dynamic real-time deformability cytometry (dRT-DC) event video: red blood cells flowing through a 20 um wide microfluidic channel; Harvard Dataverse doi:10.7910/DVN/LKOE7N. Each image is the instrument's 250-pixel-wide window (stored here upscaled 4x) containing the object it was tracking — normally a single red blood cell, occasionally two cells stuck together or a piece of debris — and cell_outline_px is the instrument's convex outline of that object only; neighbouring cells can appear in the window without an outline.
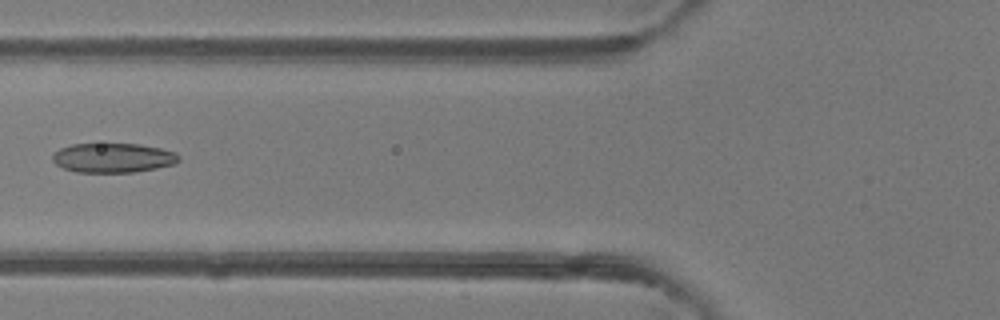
{"species": "common noctule bat (a hibernating species)", "species_latin": "Nyctalus noctula", "temperature_condition": "room temperature", "stored_images_in_passage": 6, "camera_frame_rate_fps": 3000, "um_per_image_px": 0.085, "animal": {"sex": "female"}, "frame": {"image": 1, "passage_image": 6, "time_ms": 5.667, "image_size_px": [1000, 320], "cell_outline_px": [[180, 160], [176, 164], [136, 172], [76, 172], [64, 168], [56, 164], [52, 160], [52, 156], [60, 148], [72, 144], [140, 144], [160, 148], [176, 152], [180, 156]], "centroid_in_image_um": [9.65, 13.42], "position_along_channel_um": 116.2, "area_um2": 21.73}}